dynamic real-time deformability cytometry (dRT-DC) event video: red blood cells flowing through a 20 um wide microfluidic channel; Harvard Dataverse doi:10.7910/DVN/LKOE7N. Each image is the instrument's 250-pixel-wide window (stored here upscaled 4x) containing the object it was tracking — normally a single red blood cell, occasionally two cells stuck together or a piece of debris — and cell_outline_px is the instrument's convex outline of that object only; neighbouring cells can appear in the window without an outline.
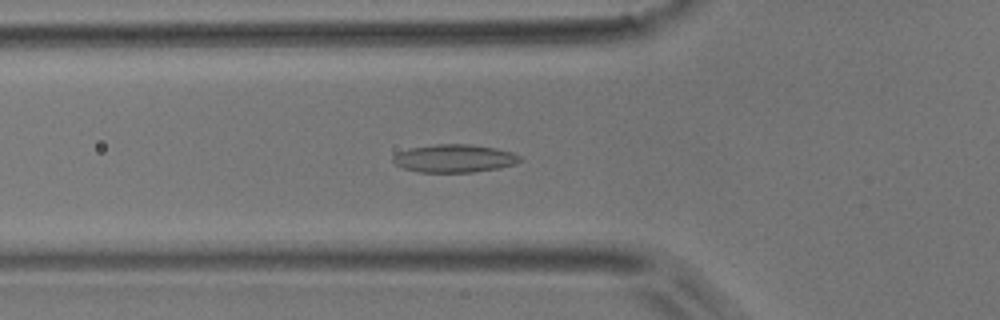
{"species": "common noctule bat (a hibernating species)", "species_latin": "Nyctalus noctula", "temperature_condition": "room temperature", "stored_images_in_passage": 44, "camera_frame_rate_fps": 3000, "um_per_image_px": 0.085, "animal": {"sex": "male", "body_mass_g": 17.9}, "frame": {"image": 1, "passage_image": 17, "time_ms": 5.333, "image_size_px": [1000, 320], "cell_outline_px": [[520, 160], [516, 164], [500, 168], [472, 172], [420, 172], [404, 168], [396, 164], [392, 160], [392, 156], [408, 148], [436, 144], [472, 144], [496, 148], [512, 152], [520, 156]], "centroid_in_image_um": [38.63, 13.46], "position_along_channel_um": 87.2, "area_um2": 20.69}}
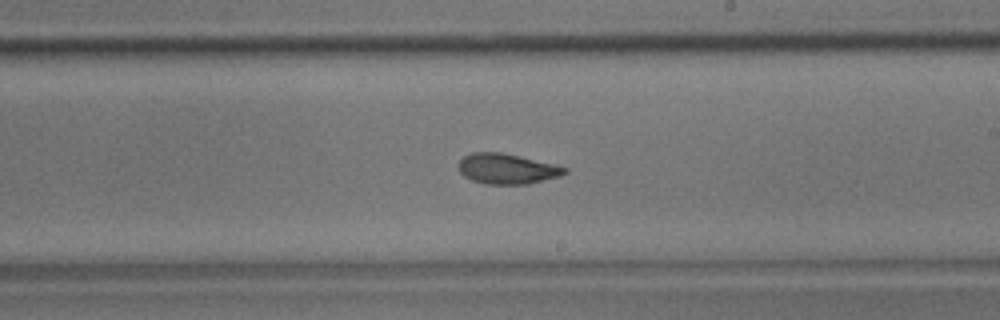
{"frame": {"image": 2, "passage_image": 29, "time_ms": 9.333, "image_size_px": [1000, 320], "cell_outline_px": [[568, 172], [560, 176], [528, 184], [484, 184], [472, 180], [464, 176], [460, 172], [460, 160], [464, 156], [472, 152], [500, 152], [520, 156], [556, 164], [568, 168]], "centroid_in_image_um": [43.13, 14.35], "position_along_channel_um": 245.9, "area_um2": 18.79}}
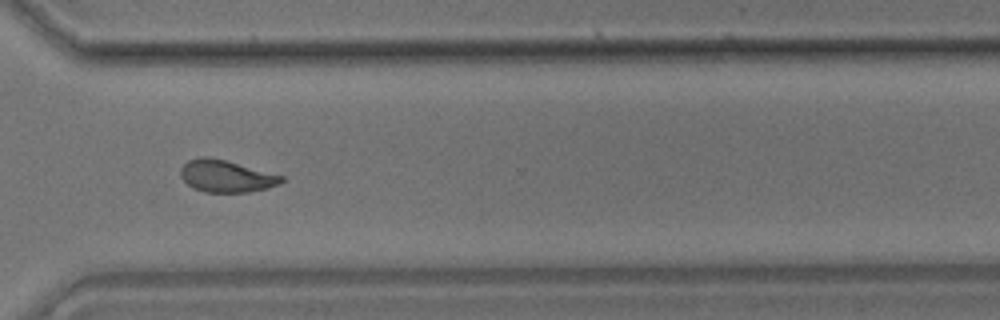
{"frame": {"image": 3, "passage_image": 37, "time_ms": 12.0, "image_size_px": [1000, 320], "cell_outline_px": [[284, 180], [280, 184], [268, 188], [248, 192], [204, 192], [192, 188], [180, 176], [180, 168], [188, 160], [200, 156], [204, 156], [224, 160], [284, 176]], "centroid_in_image_um": [19.21, 14.98], "position_along_channel_um": 351.4, "area_um2": 18.79}, "authors_computed_cell_mechanics": {"area_um2": 19.2763, "velocity_mm_per_s": 3.9537, "shape_relaxation_time_tau1_ms": 8.7924, "shape_relaxation_time_tau2_ms": 1.8128, "deformation_change_tau1": 0.1915, "deformation_change_tau2": 0.077}}